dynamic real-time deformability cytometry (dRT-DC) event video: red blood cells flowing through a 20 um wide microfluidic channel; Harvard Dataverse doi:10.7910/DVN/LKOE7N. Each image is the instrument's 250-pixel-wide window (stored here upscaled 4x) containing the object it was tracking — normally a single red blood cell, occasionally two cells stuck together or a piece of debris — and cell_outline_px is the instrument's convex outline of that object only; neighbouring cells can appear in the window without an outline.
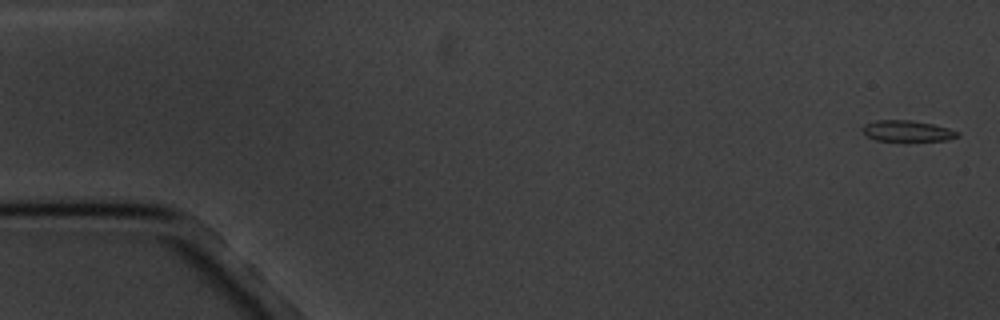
{"species": "common noctule bat (a hibernating species)", "species_latin": "Nyctalus noctula", "temperature_condition": "cold", "stored_images_in_passage": 11, "camera_frame_rate_fps": 3000, "um_per_image_px": 0.085, "animal": {"sex": "male", "body_mass_g": 20.1, "forearm_length_mm": 53.5}, "frame": {"image": 1, "passage_image": 1, "time_ms": 0.0, "image_size_px": [1000, 320], "cell_outline_px": [[960, 136], [948, 140], [876, 140], [868, 136], [864, 132], [864, 124], [876, 120], [912, 120], [932, 124], [948, 128], [960, 132]], "centroid_in_image_um": [77.16, 11.12], "position_along_channel_um": 7.8, "area_um2": 11.39}}
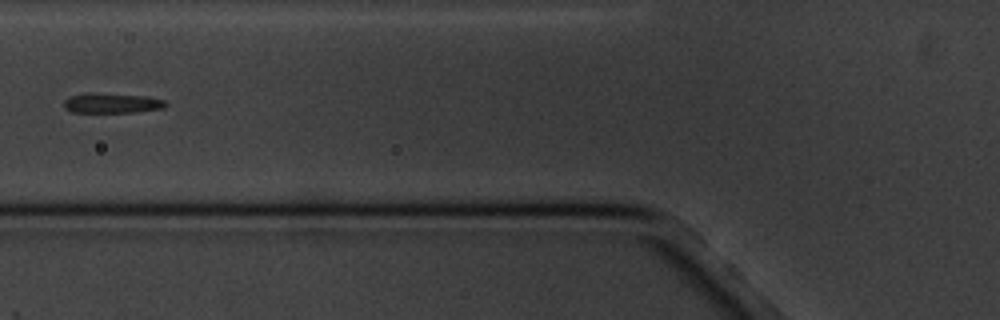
{"frame": {"image": 2, "passage_image": 7, "time_ms": 7.0, "image_size_px": [1000, 320], "cell_outline_px": [[168, 104], [164, 108], [136, 112], [72, 112], [64, 108], [64, 100], [72, 96], [88, 92], [92, 92], [144, 96], [164, 100]], "centroid_in_image_um": [9.51, 8.76], "position_along_channel_um": 116.3, "area_um2": 11.85}}
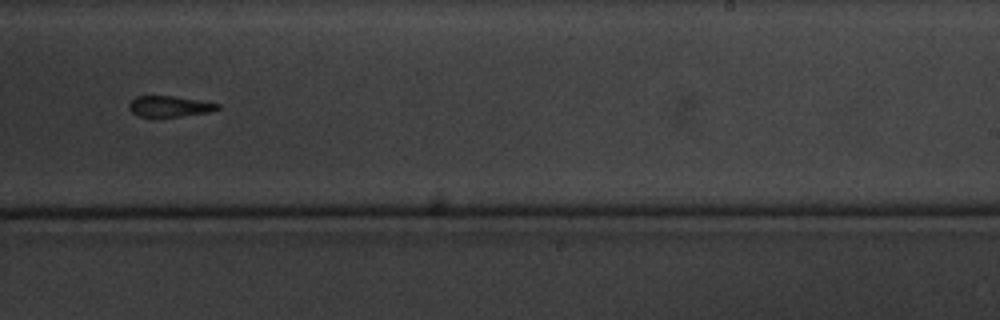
{"frame": {"image": 3, "passage_image": 11, "time_ms": 11.667, "image_size_px": [1000, 320], "cell_outline_px": [[220, 108], [208, 112], [156, 120], [152, 120], [140, 116], [132, 112], [128, 108], [128, 104], [136, 96], [172, 96], [220, 104]], "centroid_in_image_um": [14.33, 9.09], "position_along_channel_um": 274.7, "area_um2": 11.16}}